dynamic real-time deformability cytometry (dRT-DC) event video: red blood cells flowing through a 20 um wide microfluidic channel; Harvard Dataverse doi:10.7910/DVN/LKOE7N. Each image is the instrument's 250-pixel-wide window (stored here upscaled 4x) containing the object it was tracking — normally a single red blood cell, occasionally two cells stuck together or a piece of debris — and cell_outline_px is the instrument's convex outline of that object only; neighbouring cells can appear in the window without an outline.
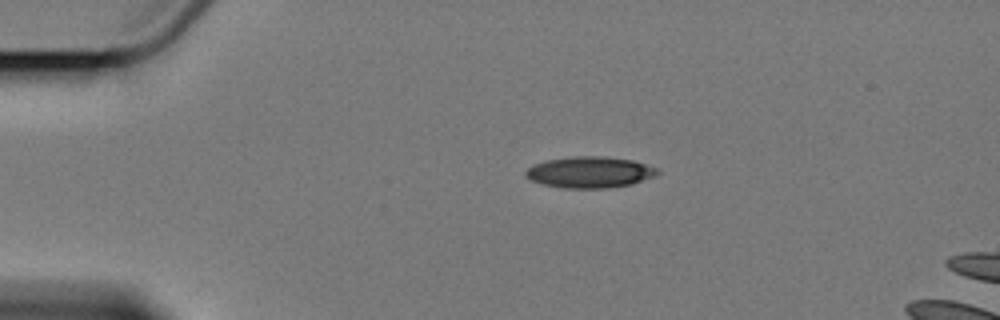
{"species": "Egyptian fruit bat (a non-hibernating species)", "species_latin": "Rousettus aegyptiacus", "temperature_condition": "cold", "stored_images_in_passage": 3, "camera_frame_rate_fps": 3000, "um_per_image_px": 0.085, "animal": {"sex": "female"}, "frame": {"image": 1, "passage_image": 1, "time_ms": 0.0, "image_size_px": [1000, 320], "cell_outline_px": [[660, 172], [656, 176], [632, 184], [608, 188], [564, 188], [544, 184], [532, 180], [524, 176], [524, 172], [532, 164], [548, 160], [572, 156], [604, 156], [632, 160], [656, 168]], "centroid_in_image_um": [50.12, 14.64], "position_along_channel_um": 34.9, "area_um2": 23.99}}